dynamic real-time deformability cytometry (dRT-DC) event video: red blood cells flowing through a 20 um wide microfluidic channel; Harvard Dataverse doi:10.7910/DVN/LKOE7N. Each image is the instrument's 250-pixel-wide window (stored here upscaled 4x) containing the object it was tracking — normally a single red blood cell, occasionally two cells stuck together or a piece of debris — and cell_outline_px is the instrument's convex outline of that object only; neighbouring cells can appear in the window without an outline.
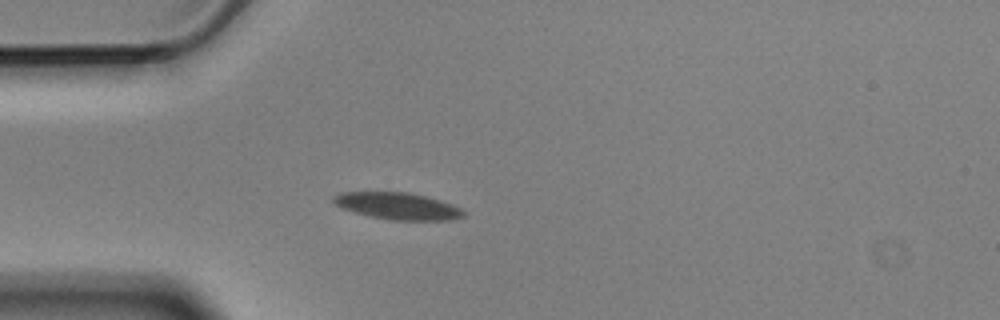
{"species": "Egyptian fruit bat (a non-hibernating species)", "species_latin": "Rousettus aegyptiacus", "temperature_condition": "cold", "stored_images_in_passage": 4, "camera_frame_rate_fps": 3000, "um_per_image_px": 0.085, "animal": {"sex": "male"}, "frame": {"image": 1, "passage_image": 4, "time_ms": 1.0, "image_size_px": [1000, 320], "cell_outline_px": [[464, 216], [452, 220], [392, 220], [372, 216], [356, 212], [332, 204], [332, 196], [340, 192], [408, 192], [424, 196], [452, 204], [460, 208], [464, 212]], "centroid_in_image_um": [33.78, 17.5], "position_along_channel_um": 51.2, "area_um2": 20.17}}